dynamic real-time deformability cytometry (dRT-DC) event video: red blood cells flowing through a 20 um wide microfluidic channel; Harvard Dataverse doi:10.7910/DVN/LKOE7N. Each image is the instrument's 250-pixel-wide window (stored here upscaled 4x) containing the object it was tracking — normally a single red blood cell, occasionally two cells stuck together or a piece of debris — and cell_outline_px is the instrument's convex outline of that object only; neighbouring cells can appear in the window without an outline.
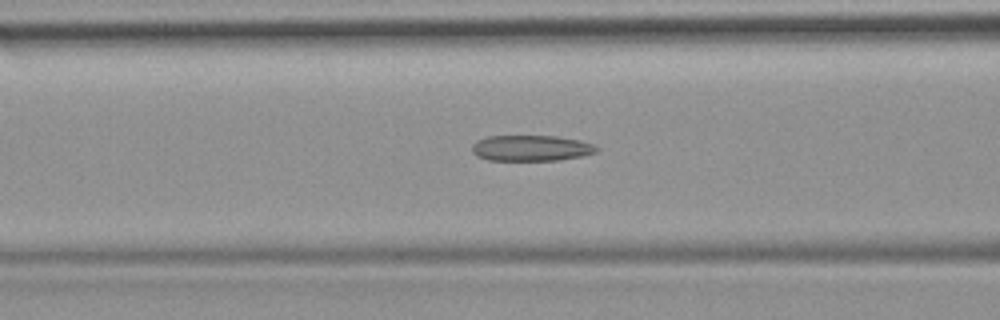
{"species": "common noctule bat (a hibernating species)", "species_latin": "Nyctalus noctula", "temperature_condition": "room temperature", "stored_images_in_passage": 35, "camera_frame_rate_fps": 3000, "um_per_image_px": 0.085, "animal": {"sex": "female", "body_mass_g": 19.9}, "frame": {"image": 1, "passage_image": 6, "time_ms": 1.667, "image_size_px": [1000, 320], "cell_outline_px": [[600, 148], [596, 152], [584, 156], [560, 160], [488, 160], [476, 156], [472, 152], [472, 144], [476, 140], [488, 136], [556, 136], [580, 140], [592, 144]], "centroid_in_image_um": [45.14, 12.59], "position_along_channel_um": 121.5, "area_um2": 18.9}}
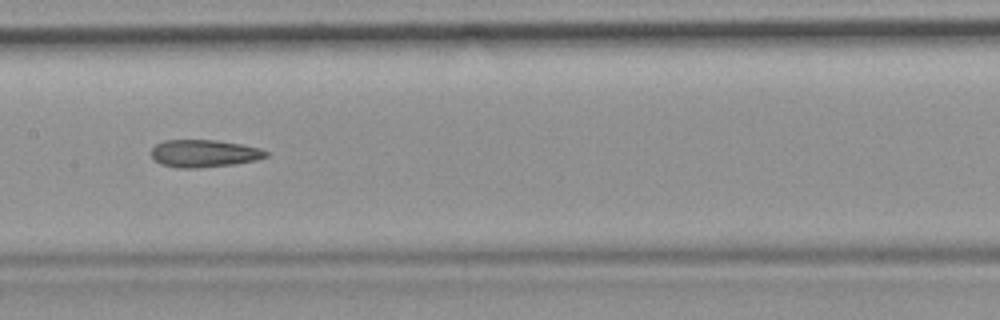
{"frame": {"image": 2, "passage_image": 11, "time_ms": 3.333, "image_size_px": [1000, 320], "cell_outline_px": [[268, 156], [256, 160], [232, 164], [200, 168], [176, 168], [160, 164], [152, 156], [152, 148], [156, 144], [164, 140], [216, 140], [240, 144], [260, 148], [268, 152]], "centroid_in_image_um": [17.34, 13.04], "position_along_channel_um": 190.1, "area_um2": 18.32}}